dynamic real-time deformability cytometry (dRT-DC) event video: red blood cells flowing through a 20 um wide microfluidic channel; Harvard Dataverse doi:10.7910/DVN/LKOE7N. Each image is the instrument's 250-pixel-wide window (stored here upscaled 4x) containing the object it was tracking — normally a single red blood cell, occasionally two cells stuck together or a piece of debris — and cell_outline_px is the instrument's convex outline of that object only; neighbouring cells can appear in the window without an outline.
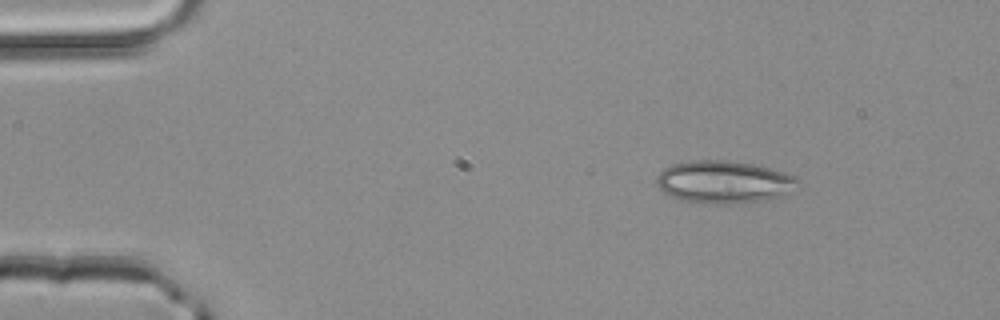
{"species": "common noctule bat (a hibernating species)", "species_latin": "Nyctalus noctula", "temperature_condition": "room temperature", "stored_images_in_passage": 2, "camera_frame_rate_fps": 3000, "um_per_image_px": 0.085, "animal": {"sex": "male", "body_mass_g": 20.4}, "frame": {"image": 1, "passage_image": 1, "time_ms": 0.0, "image_size_px": [1000, 320], "cell_outline_px": [[804, 184], [772, 200], [748, 204], [708, 204], [680, 200], [664, 192], [656, 184], [656, 176], [664, 168], [672, 164], [688, 160], [728, 160], [756, 164], [784, 172], [796, 176]], "centroid_in_image_um": [61.59, 15.48], "position_along_channel_um": 23.4, "area_um2": 36.01}}